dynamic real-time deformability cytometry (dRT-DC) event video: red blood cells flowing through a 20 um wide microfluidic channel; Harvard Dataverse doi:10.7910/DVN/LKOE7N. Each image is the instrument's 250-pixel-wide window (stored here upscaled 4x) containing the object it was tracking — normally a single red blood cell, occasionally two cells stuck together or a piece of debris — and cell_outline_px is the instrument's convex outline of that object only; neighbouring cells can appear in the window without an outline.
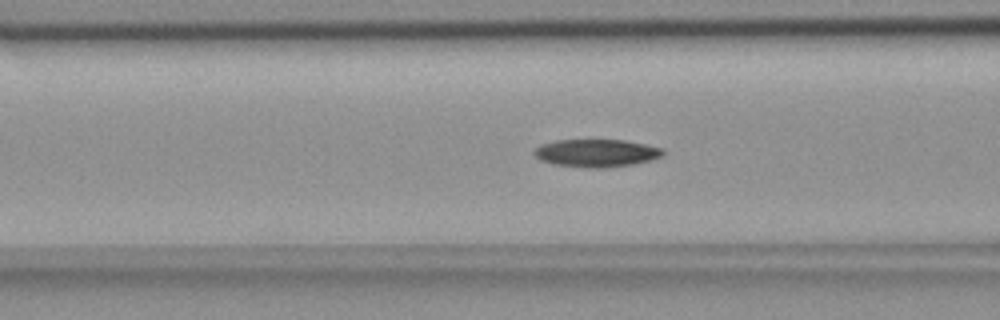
{"species": "common noctule bat (a hibernating species)", "species_latin": "Nyctalus noctula", "temperature_condition": "room temperature", "stored_images_in_passage": 44, "camera_frame_rate_fps": 3000, "um_per_image_px": 0.085, "animal": {"sex": "female", "body_mass_g": 18.4}, "frame": {"image": 1, "passage_image": 10, "time_ms": 3.0, "image_size_px": [1000, 320], "cell_outline_px": [[664, 156], [652, 160], [632, 164], [604, 168], [588, 168], [552, 164], [540, 160], [532, 152], [540, 144], [556, 140], [624, 140], [664, 148]], "centroid_in_image_um": [50.7, 13.01], "position_along_channel_um": 115.9, "area_um2": 20.98}}
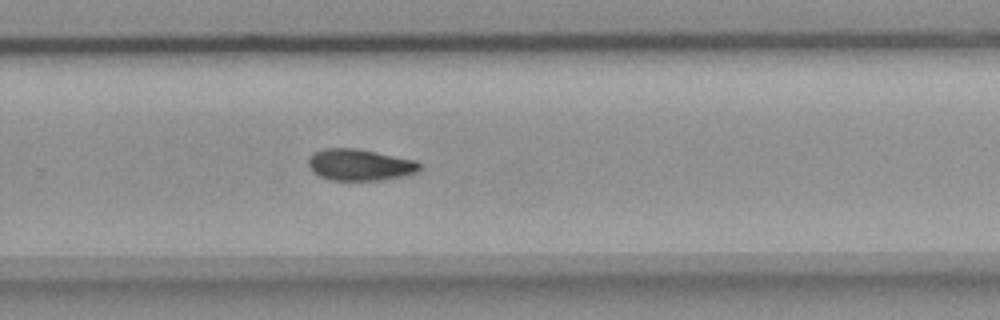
{"frame": {"image": 2, "passage_image": 25, "time_ms": 8.0, "image_size_px": [1000, 320], "cell_outline_px": [[420, 168], [416, 172], [400, 176], [380, 180], [328, 180], [312, 172], [308, 164], [308, 156], [312, 152], [324, 148], [356, 148], [416, 160], [420, 164]], "centroid_in_image_um": [30.52, 14.0], "position_along_channel_um": 299.3, "area_um2": 20.46}}
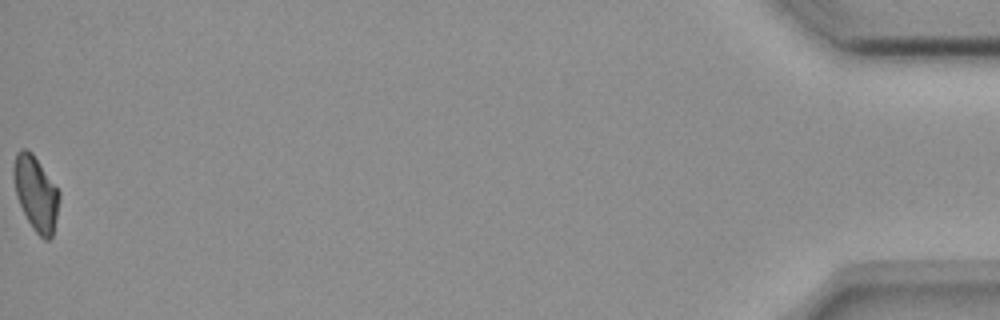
{"frame": {"image": 3, "passage_image": 44, "time_ms": 14.333, "image_size_px": [1000, 320], "cell_outline_px": [[60, 196], [52, 236], [48, 240], [44, 240], [32, 228], [16, 196], [12, 176], [12, 168], [16, 152], [20, 148], [24, 148], [32, 152], [60, 192]], "centroid_in_image_um": [3.02, 16.39], "position_along_channel_um": 432.2, "area_um2": 19.77}}